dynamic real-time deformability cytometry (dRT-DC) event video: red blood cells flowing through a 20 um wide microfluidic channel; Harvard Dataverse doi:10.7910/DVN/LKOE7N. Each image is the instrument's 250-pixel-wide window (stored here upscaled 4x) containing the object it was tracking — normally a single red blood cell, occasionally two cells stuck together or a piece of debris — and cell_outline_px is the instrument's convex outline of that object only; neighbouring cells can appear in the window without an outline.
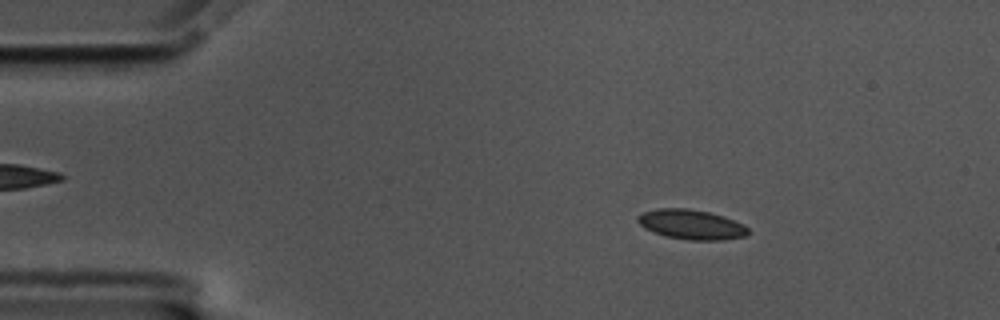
{"species": "common noctule bat (a hibernating species)", "species_latin": "Nyctalus noctula", "temperature_condition": "cold", "stored_images_in_passage": 58, "camera_frame_rate_fps": 3000, "um_per_image_px": 0.085, "animal": {"sex": "male", "body_mass_g": 17.5, "forearm_length_mm": 52.3}, "frame": {"image": 1, "passage_image": 9, "time_ms": 2.667, "image_size_px": [1000, 320], "cell_outline_px": [[748, 236], [724, 240], [688, 240], [664, 236], [652, 232], [644, 228], [636, 220], [636, 216], [644, 212], [656, 208], [688, 208], [708, 212], [724, 216], [744, 224], [748, 228]], "centroid_in_image_um": [58.76, 19.09], "position_along_channel_um": 26.2, "area_um2": 19.42}}
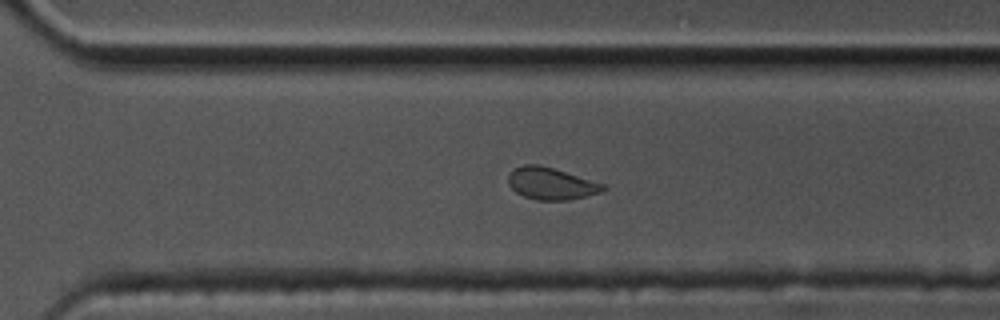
{"frame": {"image": 2, "passage_image": 40, "time_ms": 13.0, "image_size_px": [1000, 320], "cell_outline_px": [[608, 188], [604, 192], [568, 200], [536, 200], [524, 196], [516, 192], [508, 184], [508, 172], [512, 168], [524, 164], [540, 164], [604, 184]], "centroid_in_image_um": [46.82, 15.6], "position_along_channel_um": 323.8, "area_um2": 17.86}}
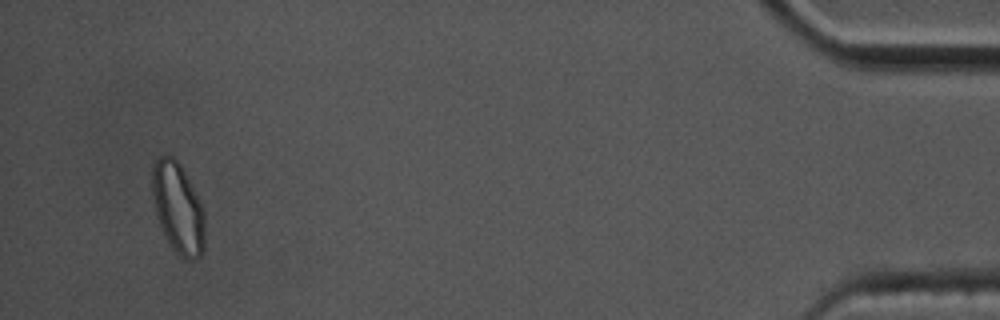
{"frame": {"image": 3, "passage_image": 55, "time_ms": 18.0, "image_size_px": [1000, 320], "cell_outline_px": [[204, 252], [196, 260], [184, 260], [172, 248], [156, 216], [152, 196], [152, 164], [160, 156], [172, 156], [180, 164], [204, 212]], "centroid_in_image_um": [15.11, 17.72], "position_along_channel_um": 420.1, "area_um2": 27.51}, "authors_computed_cell_mechanics": {"area_um2": 18.6405, "velocity_mm_per_s": 3.4722, "shape_relaxation_time_tau1_ms": 5.9455, "shape_relaxation_time_tau2_ms": 2.8242, "deformation_change_tau1": 0.1008, "deformation_change_tau2": 0.0501}}